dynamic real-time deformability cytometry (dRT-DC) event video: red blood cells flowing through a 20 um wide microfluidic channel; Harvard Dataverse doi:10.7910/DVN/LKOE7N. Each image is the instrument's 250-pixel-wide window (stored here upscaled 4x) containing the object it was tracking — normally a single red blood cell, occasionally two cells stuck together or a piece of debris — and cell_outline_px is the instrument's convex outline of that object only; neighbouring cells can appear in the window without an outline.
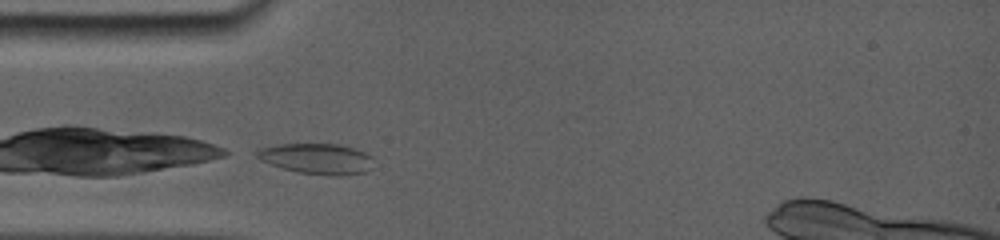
{"species": "common noctule bat (a hibernating species)", "species_latin": "Nyctalus noctula", "temperature_condition": "room temperature", "stored_images_in_passage": 14, "camera_frame_rate_fps": 5000, "um_per_image_px": 0.085, "animal": {"sex": "female", "body_mass_g": 19.0, "forearm_length_mm": 56.7}, "frame": {"image": 1, "passage_image": 1, "time_ms": 0.0, "image_size_px": [1000, 240], "cell_outline_px": [[372, 168], [364, 172], [340, 176], [328, 176], [296, 172], [260, 160], [256, 156], [256, 152], [264, 148], [284, 144], [336, 144], [352, 148], [364, 152], [372, 156]], "centroid_in_image_um": [26.98, 13.51], "position_along_channel_um": 58.0, "area_um2": 20.58}}
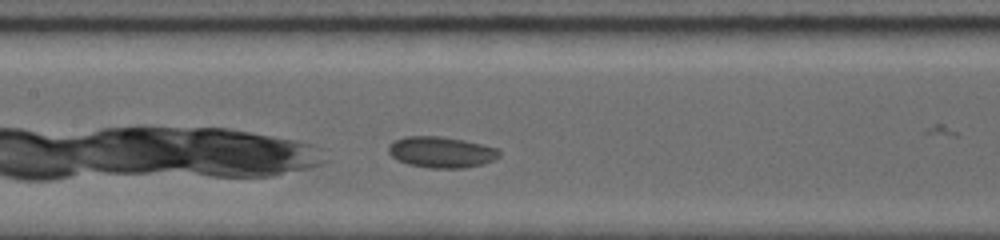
{"frame": {"image": 2, "passage_image": 7, "time_ms": 3.0, "image_size_px": [1000, 240], "cell_outline_px": [[500, 156], [484, 164], [464, 168], [428, 168], [408, 164], [392, 156], [388, 152], [388, 148], [396, 140], [408, 136], [436, 136], [460, 140], [480, 144], [496, 148], [500, 152]], "centroid_in_image_um": [37.52, 12.95], "position_along_channel_um": 169.9, "area_um2": 19.65}}
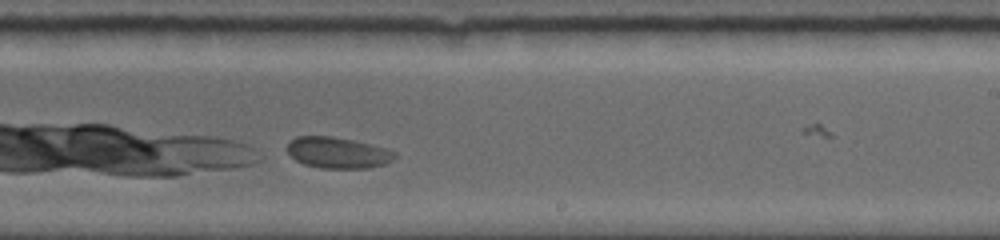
{"frame": {"image": 3, "passage_image": 12, "time_ms": 5.4, "image_size_px": [1000, 240], "cell_outline_px": [[396, 156], [392, 160], [384, 164], [368, 168], [320, 168], [304, 164], [296, 160], [288, 152], [288, 144], [296, 136], [332, 136], [352, 140], [384, 148], [396, 152]], "centroid_in_image_um": [28.7, 12.98], "position_along_channel_um": 260.3, "area_um2": 19.25}}